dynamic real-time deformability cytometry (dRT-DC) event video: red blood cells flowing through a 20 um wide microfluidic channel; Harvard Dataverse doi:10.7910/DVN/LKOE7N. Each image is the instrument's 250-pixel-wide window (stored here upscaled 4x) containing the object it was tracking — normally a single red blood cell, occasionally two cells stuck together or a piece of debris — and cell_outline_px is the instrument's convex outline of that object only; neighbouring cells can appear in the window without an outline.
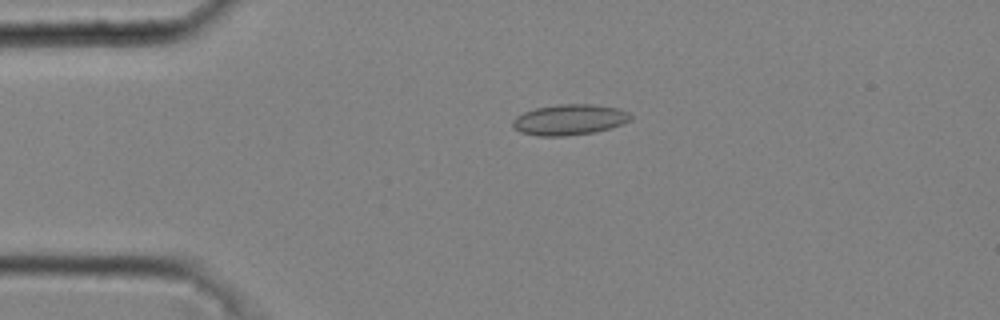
{"species": "common noctule bat (a hibernating species)", "species_latin": "Nyctalus noctula", "temperature_condition": "cold", "stored_images_in_passage": 42, "camera_frame_rate_fps": 3000, "um_per_image_px": 0.085, "animal": {"sex": "male", "body_mass_g": 20.4}, "frame": {"image": 1, "passage_image": 8, "time_ms": 2.333, "image_size_px": [1000, 320], "cell_outline_px": [[632, 120], [624, 124], [612, 128], [596, 132], [564, 136], [536, 136], [520, 132], [512, 124], [512, 120], [516, 116], [524, 112], [536, 108], [560, 104], [592, 104], [620, 108], [628, 112], [632, 116]], "centroid_in_image_um": [48.45, 10.18], "position_along_channel_um": 36.6, "area_um2": 21.33}}
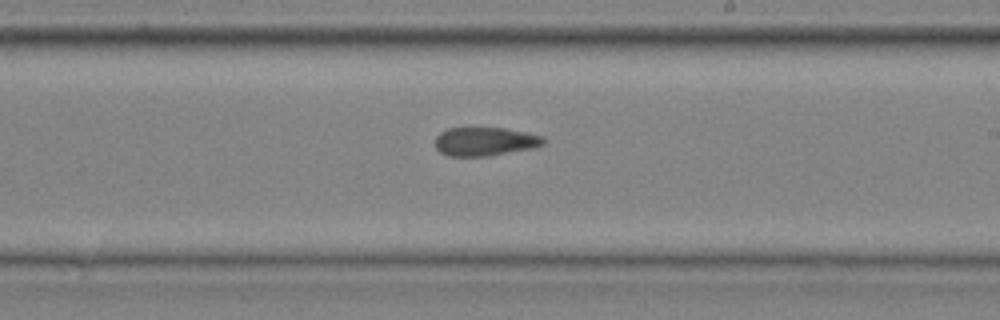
{"frame": {"image": 2, "passage_image": 26, "time_ms": 8.333, "image_size_px": [1000, 320], "cell_outline_px": [[544, 144], [532, 148], [488, 156], [448, 156], [440, 152], [436, 148], [436, 136], [440, 132], [448, 128], [504, 128], [528, 132], [544, 136]], "centroid_in_image_um": [41.22, 12.02], "position_along_channel_um": 247.8, "area_um2": 18.09}}
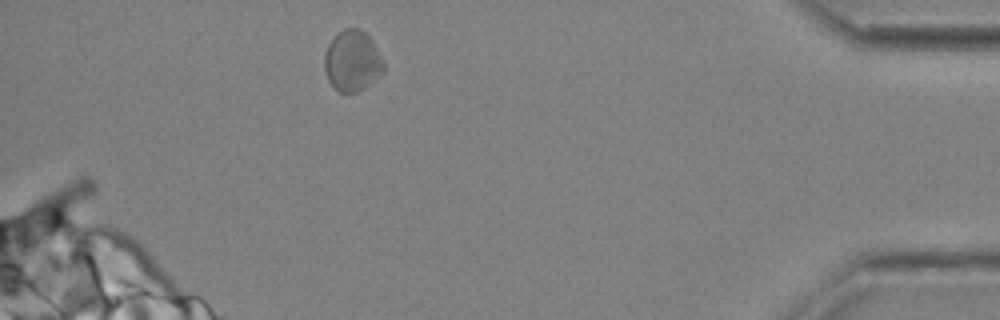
{"frame": {"image": 3, "passage_image": 41, "time_ms": 13.333, "image_size_px": [1000, 320], "cell_outline_px": [[384, 72], [364, 88], [356, 92], [340, 92], [328, 80], [324, 68], [324, 52], [328, 44], [344, 28], [360, 28], [372, 40], [384, 64]], "centroid_in_image_um": [29.94, 5.17], "position_along_channel_um": 405.3, "area_um2": 20.75}, "authors_computed_cell_mechanics": {"area_um2": 19.1607, "velocity_mm_per_s": 4.0406, "shape_relaxation_time_tau1_ms": null, "shape_relaxation_time_tau2_ms": 2.1368, "deformation_change_tau1": null, "deformation_change_tau2": 0.0891}}